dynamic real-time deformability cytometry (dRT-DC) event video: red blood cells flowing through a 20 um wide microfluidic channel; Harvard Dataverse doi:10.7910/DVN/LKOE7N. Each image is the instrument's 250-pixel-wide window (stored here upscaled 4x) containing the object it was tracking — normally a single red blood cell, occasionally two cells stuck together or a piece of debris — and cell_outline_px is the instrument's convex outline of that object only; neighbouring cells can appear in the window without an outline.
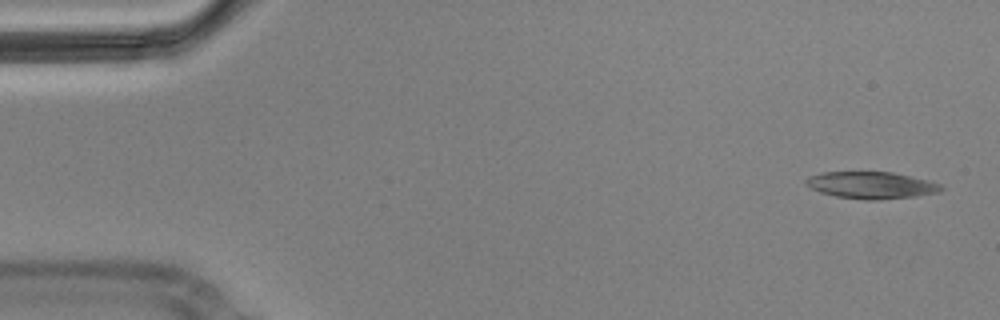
{"species": "Egyptian fruit bat (a non-hibernating species)", "species_latin": "Rousettus aegyptiacus", "temperature_condition": "cold", "stored_images_in_passage": 5, "camera_frame_rate_fps": 3000, "um_per_image_px": 0.085, "animal": {"sex": "male"}, "frame": {"image": 1, "passage_image": 1, "time_ms": 0.0, "image_size_px": [1000, 320], "cell_outline_px": [[944, 188], [940, 192], [916, 196], [880, 200], [864, 200], [836, 196], [820, 192], [804, 184], [804, 180], [808, 176], [824, 172], [892, 172], [940, 184]], "centroid_in_image_um": [74.02, 15.75], "position_along_channel_um": 11.0, "area_um2": 21.1}}
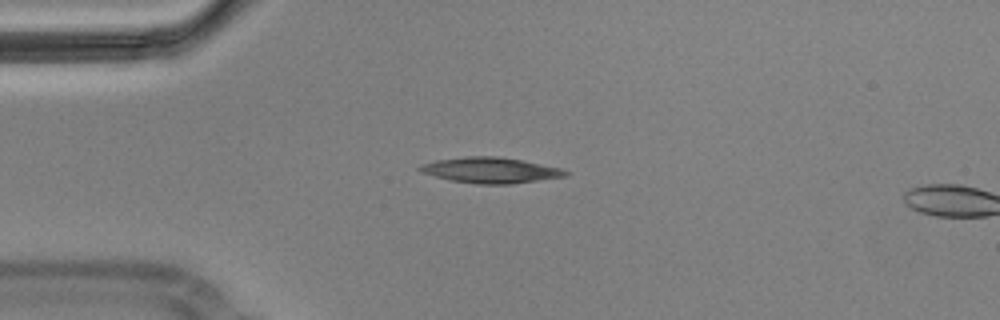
{"frame": {"image": 2, "passage_image": 4, "time_ms": 1.0, "image_size_px": [1000, 320], "cell_outline_px": [[568, 176], [512, 184], [476, 184], [452, 180], [420, 172], [416, 168], [420, 164], [436, 160], [464, 156], [496, 156], [520, 160], [560, 168], [568, 172]], "centroid_in_image_um": [41.66, 14.47], "position_along_channel_um": 43.3, "area_um2": 21.68}}